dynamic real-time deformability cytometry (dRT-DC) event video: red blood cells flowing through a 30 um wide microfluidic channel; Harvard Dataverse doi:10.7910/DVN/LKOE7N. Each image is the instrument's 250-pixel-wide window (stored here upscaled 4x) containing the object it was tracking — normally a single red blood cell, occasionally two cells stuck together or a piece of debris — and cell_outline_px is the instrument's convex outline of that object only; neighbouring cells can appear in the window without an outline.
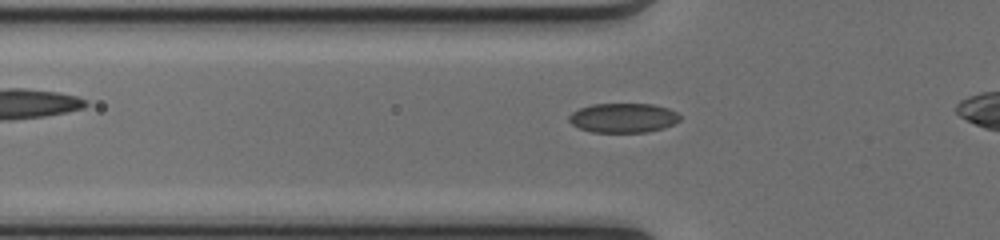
{"species": "common noctule bat (a hibernating species)", "species_latin": "Nyctalus noctula", "temperature_condition": "cold", "stored_images_in_passage": 35, "camera_frame_rate_fps": 3000, "um_per_image_px": 0.085, "animal": {"sex": "female", "body_mass_g": 17.0, "forearm_length_mm": 48.0}, "frame": {"image": 1, "passage_image": 9, "time_ms": 2.667, "image_size_px": [1000, 240], "cell_outline_px": [[680, 120], [664, 128], [648, 132], [592, 132], [580, 128], [572, 124], [568, 120], [568, 116], [572, 112], [580, 108], [592, 104], [652, 104], [668, 108], [676, 112], [680, 116]], "centroid_in_image_um": [52.97, 10.02], "position_along_channel_um": 72.8, "area_um2": 19.02}}
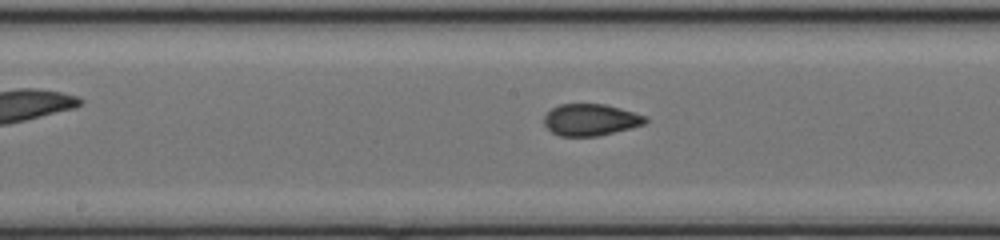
{"frame": {"image": 2, "passage_image": 18, "time_ms": 5.667, "image_size_px": [1000, 240], "cell_outline_px": [[648, 120], [644, 124], [600, 136], [560, 136], [552, 132], [544, 124], [544, 116], [552, 108], [560, 104], [604, 104], [620, 108], [648, 116]], "centroid_in_image_um": [50.21, 10.18], "position_along_channel_um": 198.0, "area_um2": 18.73}}
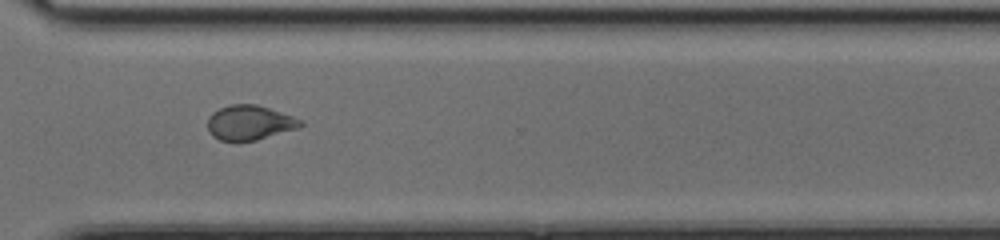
{"frame": {"image": 3, "passage_image": 29, "time_ms": 9.333, "image_size_px": [1000, 240], "cell_outline_px": [[304, 124], [300, 128], [256, 140], [236, 144], [220, 140], [212, 136], [208, 132], [208, 116], [212, 112], [220, 108], [232, 104], [256, 104], [304, 120]], "centroid_in_image_um": [21.2, 10.46], "position_along_channel_um": 349.4, "area_um2": 19.31}}